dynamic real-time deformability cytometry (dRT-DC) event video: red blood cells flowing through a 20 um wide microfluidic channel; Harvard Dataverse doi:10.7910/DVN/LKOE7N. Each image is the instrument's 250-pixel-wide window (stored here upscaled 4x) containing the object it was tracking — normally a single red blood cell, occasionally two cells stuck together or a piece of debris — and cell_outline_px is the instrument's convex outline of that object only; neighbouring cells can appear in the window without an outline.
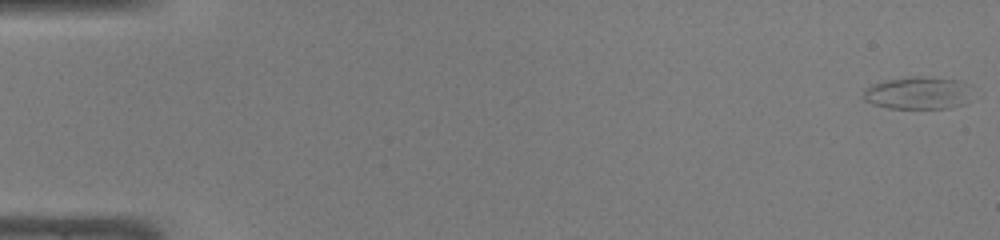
{"species": "common noctule bat (a hibernating species)", "species_latin": "Nyctalus noctula", "temperature_condition": "warm", "stored_images_in_passage": 49, "camera_frame_rate_fps": 3000, "um_per_image_px": 0.085, "animal": {"sex": "male", "body_mass_g": 19.0, "forearm_length_mm": 50.8}, "frame": {"image": 1, "passage_image": 1, "time_ms": 0.0, "image_size_px": [1000, 240], "cell_outline_px": [[972, 84], [964, 104], [948, 108], [888, 108], [872, 104], [864, 100], [864, 92], [872, 84], [888, 80], [912, 76], [916, 76], [960, 80]], "centroid_in_image_um": [78.04, 7.9], "position_along_channel_um": 7.0, "area_um2": 20.46}}
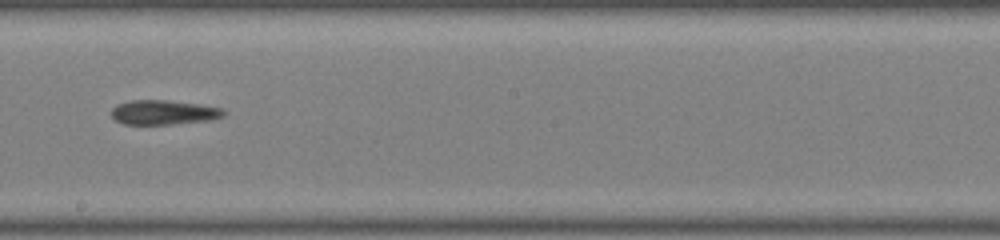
{"frame": {"image": 2, "passage_image": 29, "time_ms": 9.333, "image_size_px": [1000, 240], "cell_outline_px": [[224, 116], [208, 120], [168, 124], [124, 124], [116, 120], [112, 116], [112, 108], [116, 104], [128, 100], [164, 100], [196, 104], [220, 108], [224, 112]], "centroid_in_image_um": [13.83, 9.54], "position_along_channel_um": 234.4, "area_um2": 15.72}}
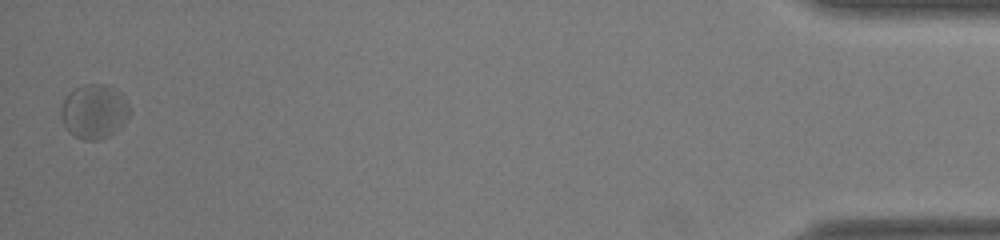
{"frame": {"image": 3, "passage_image": 49, "time_ms": 16.0, "image_size_px": [1000, 240], "cell_outline_px": [[132, 112], [120, 128], [108, 136], [96, 140], [84, 140], [68, 132], [64, 124], [60, 112], [64, 100], [68, 92], [72, 88], [84, 84], [108, 84], [120, 92], [128, 104]], "centroid_in_image_um": [8.01, 9.45], "position_along_channel_um": 427.2, "area_um2": 21.91}, "authors_computed_cell_mechanics": {"area_um2": 18.0914, "velocity_mm_per_s": 4.1789, "shape_relaxation_time_tau1_ms": null, "shape_relaxation_time_tau2_ms": 2.2285, "deformation_change_tau1": null, "deformation_change_tau2": 0.0887}}